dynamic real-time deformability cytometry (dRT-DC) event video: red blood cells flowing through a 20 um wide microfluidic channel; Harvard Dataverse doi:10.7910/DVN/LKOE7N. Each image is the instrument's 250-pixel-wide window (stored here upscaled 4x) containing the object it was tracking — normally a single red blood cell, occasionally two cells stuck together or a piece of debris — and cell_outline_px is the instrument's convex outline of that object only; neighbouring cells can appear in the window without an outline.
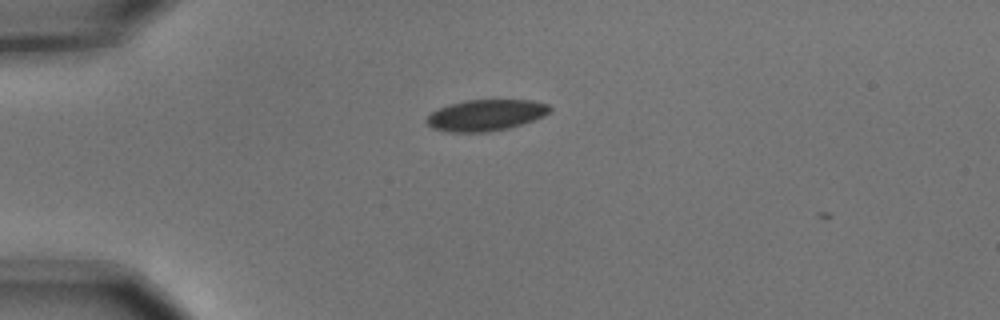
{"species": "common noctule bat (a hibernating species)", "species_latin": "Nyctalus noctula", "temperature_condition": "cold", "stored_images_in_passage": 2, "camera_frame_rate_fps": 3000, "um_per_image_px": 0.085, "animal": {"sex": "male", "body_mass_g": 15.6}, "frame": {"image": 1, "passage_image": 1, "time_ms": 0.0, "image_size_px": [1000, 320], "cell_outline_px": [[552, 108], [544, 116], [508, 128], [488, 132], [448, 132], [432, 128], [424, 120], [432, 112], [448, 104], [464, 100], [532, 100], [548, 104]], "centroid_in_image_um": [41.27, 9.78], "position_along_channel_um": 43.7, "area_um2": 22.37}}